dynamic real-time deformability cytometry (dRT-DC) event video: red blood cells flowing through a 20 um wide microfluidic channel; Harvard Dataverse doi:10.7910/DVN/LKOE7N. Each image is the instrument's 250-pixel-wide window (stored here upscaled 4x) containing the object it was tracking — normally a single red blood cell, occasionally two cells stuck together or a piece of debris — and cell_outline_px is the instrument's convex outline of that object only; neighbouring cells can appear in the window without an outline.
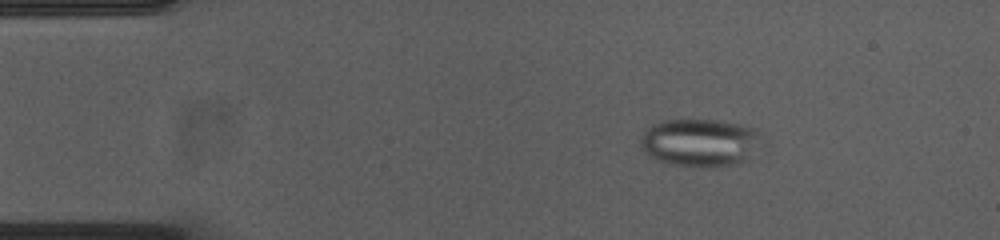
{"species": "common noctule bat (a hibernating species)", "species_latin": "Nyctalus noctula", "temperature_condition": "cold", "stored_images_in_passage": 55, "camera_frame_rate_fps": 3000, "um_per_image_px": 0.085, "animal": {"sex": "female", "body_mass_g": 23.0, "forearm_length_mm": 53.4}, "frame": {"image": 1, "passage_image": 9, "time_ms": 2.667, "image_size_px": [1000, 240], "cell_outline_px": [[760, 136], [744, 156], [740, 160], [720, 168], [704, 168], [664, 164], [648, 156], [640, 144], [640, 140], [644, 132], [652, 124], [660, 120], [716, 120], [740, 124], [756, 128], [760, 132]], "centroid_in_image_um": [59.35, 12.12], "position_along_channel_um": 25.6, "area_um2": 33.29}}
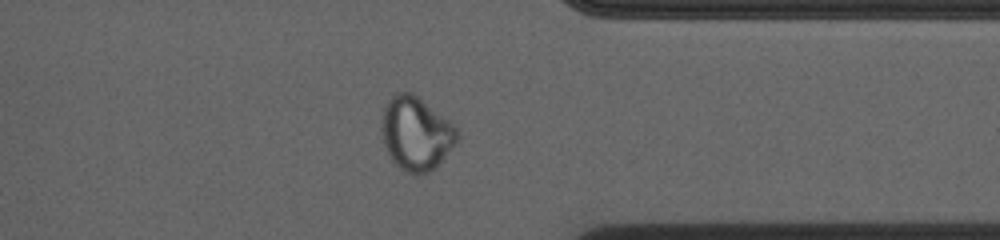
{"frame": {"image": 2, "passage_image": 43, "time_ms": 14.0, "image_size_px": [1000, 240], "cell_outline_px": [[460, 140], [428, 172], [416, 176], [400, 168], [392, 160], [384, 144], [384, 108], [388, 100], [392, 96], [400, 92], [412, 92], [460, 128]], "centroid_in_image_um": [35.43, 11.34], "position_along_channel_um": 376.0, "area_um2": 31.91}}
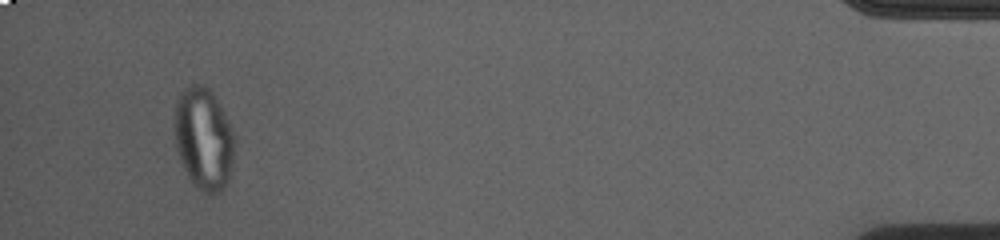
{"frame": {"image": 3, "passage_image": 52, "time_ms": 17.0, "image_size_px": [1000, 240], "cell_outline_px": [[236, 136], [228, 184], [220, 192], [204, 192], [188, 176], [184, 168], [176, 148], [176, 104], [180, 92], [184, 88], [192, 84], [204, 84], [212, 92], [220, 104]], "centroid_in_image_um": [17.35, 11.75], "position_along_channel_um": 417.9, "area_um2": 35.37}}